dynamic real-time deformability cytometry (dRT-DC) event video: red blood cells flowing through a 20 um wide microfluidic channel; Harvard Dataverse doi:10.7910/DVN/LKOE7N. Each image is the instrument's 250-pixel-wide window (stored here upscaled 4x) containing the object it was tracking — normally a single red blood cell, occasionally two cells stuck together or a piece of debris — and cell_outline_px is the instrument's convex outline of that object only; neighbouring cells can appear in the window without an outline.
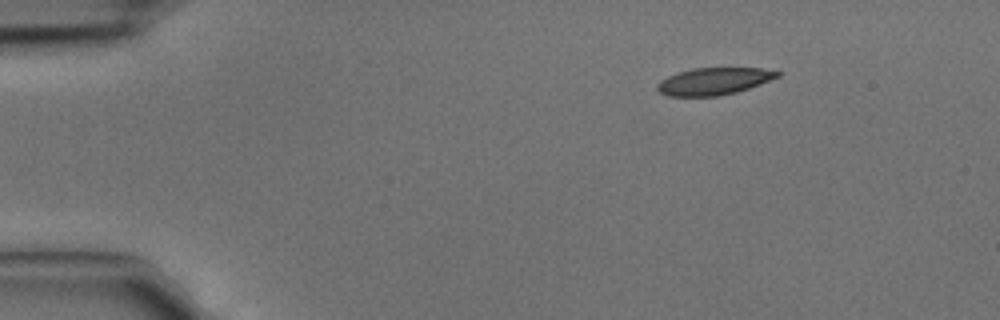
{"species": "common noctule bat (a hibernating species)", "species_latin": "Nyctalus noctula", "temperature_condition": "cold", "stored_images_in_passage": 3, "camera_frame_rate_fps": 3000, "um_per_image_px": 0.085, "animal": {"sex": "male", "body_mass_g": 15.6}, "frame": {"image": 1, "passage_image": 3, "time_ms": 0.667, "image_size_px": [1000, 320], "cell_outline_px": [[780, 76], [760, 84], [736, 92], [716, 96], [668, 96], [660, 92], [656, 88], [656, 84], [660, 80], [668, 76], [692, 68], [760, 68], [780, 72]], "centroid_in_image_um": [60.65, 6.9], "position_along_channel_um": 24.3, "area_um2": 18.84}}